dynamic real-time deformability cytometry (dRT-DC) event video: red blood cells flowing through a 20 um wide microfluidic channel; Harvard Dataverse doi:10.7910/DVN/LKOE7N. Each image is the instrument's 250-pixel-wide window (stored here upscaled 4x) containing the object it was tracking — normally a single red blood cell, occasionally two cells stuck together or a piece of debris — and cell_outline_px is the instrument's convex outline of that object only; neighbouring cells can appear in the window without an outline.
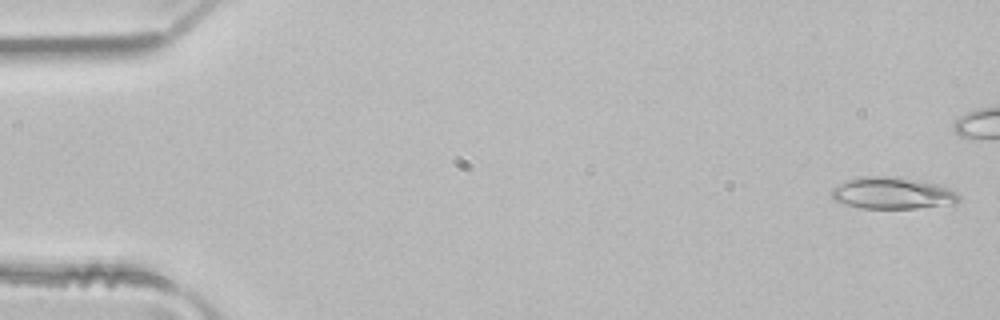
{"species": "common noctule bat (a hibernating species)", "species_latin": "Nyctalus noctula", "temperature_condition": "room temperature", "stored_images_in_passage": 9, "camera_frame_rate_fps": 3000, "um_per_image_px": 0.085, "animal": {"sex": "male", "body_mass_g": 21.5, "forearm_length_mm": 52.0}, "frame": {"image": 1, "passage_image": 2, "time_ms": 0.333, "image_size_px": [1000, 320], "cell_outline_px": [[960, 200], [956, 204], [916, 208], [860, 208], [836, 200], [832, 196], [832, 188], [844, 180], [860, 176], [888, 176], [920, 180], [952, 188], [960, 196]], "centroid_in_image_um": [75.9, 16.41], "position_along_channel_um": 9.1, "area_um2": 23.7}}